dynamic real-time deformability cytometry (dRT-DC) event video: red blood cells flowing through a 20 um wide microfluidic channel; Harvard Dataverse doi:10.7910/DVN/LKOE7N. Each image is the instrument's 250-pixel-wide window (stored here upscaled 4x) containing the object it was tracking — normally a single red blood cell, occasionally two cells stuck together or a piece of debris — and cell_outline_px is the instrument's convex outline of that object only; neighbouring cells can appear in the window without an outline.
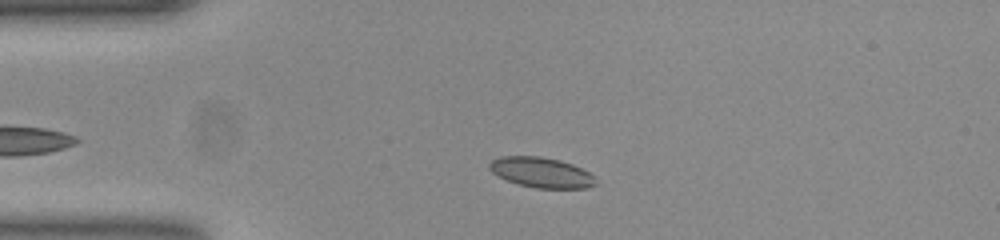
{"species": "common noctule bat (a hibernating species)", "species_latin": "Nyctalus noctula", "temperature_condition": "room temperature", "stored_images_in_passage": 35, "camera_frame_rate_fps": 3000, "um_per_image_px": 0.085, "animal": {"sex": "female", "body_mass_g": 23.0, "forearm_length_mm": 53.4}, "frame": {"image": 1, "passage_image": 6, "time_ms": 1.667, "image_size_px": [1000, 240], "cell_outline_px": [[596, 184], [584, 188], [536, 188], [520, 184], [508, 180], [492, 172], [488, 168], [488, 164], [492, 160], [500, 156], [540, 156], [560, 160], [572, 164], [588, 172], [592, 176]], "centroid_in_image_um": [45.98, 14.64], "position_along_channel_um": 39.0, "area_um2": 18.44}}
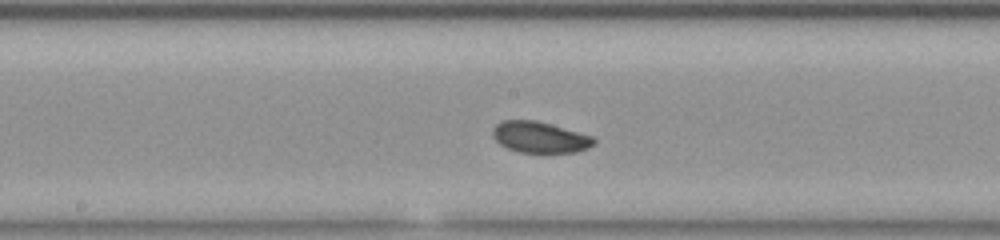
{"frame": {"image": 2, "passage_image": 21, "time_ms": 6.667, "image_size_px": [1000, 240], "cell_outline_px": [[596, 140], [588, 148], [576, 152], [520, 152], [508, 148], [500, 144], [492, 136], [492, 128], [496, 124], [504, 120], [536, 120], [592, 136]], "centroid_in_image_um": [45.85, 11.66], "position_along_channel_um": 202.4, "area_um2": 18.15}}
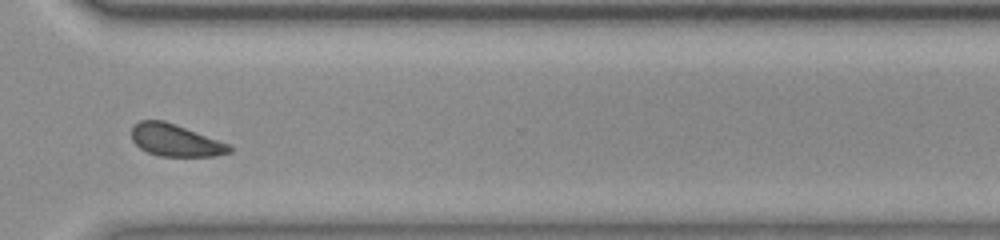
{"frame": {"image": 3, "passage_image": 33, "time_ms": 10.667, "image_size_px": [1000, 240], "cell_outline_px": [[232, 152], [216, 156], [160, 156], [148, 152], [140, 148], [132, 140], [132, 128], [140, 120], [164, 120], [176, 124], [228, 144], [232, 148]], "centroid_in_image_um": [14.9, 11.93], "position_along_channel_um": 355.7, "area_um2": 18.15}, "authors_computed_cell_mechanics": {"area_um2": 18.207, "velocity_mm_per_s": 3.8308, "shape_relaxation_time_tau1_ms": 3.2105, "shape_relaxation_time_tau2_ms": null, "deformation_change_tau1": 0.0792, "deformation_change_tau2": null}}